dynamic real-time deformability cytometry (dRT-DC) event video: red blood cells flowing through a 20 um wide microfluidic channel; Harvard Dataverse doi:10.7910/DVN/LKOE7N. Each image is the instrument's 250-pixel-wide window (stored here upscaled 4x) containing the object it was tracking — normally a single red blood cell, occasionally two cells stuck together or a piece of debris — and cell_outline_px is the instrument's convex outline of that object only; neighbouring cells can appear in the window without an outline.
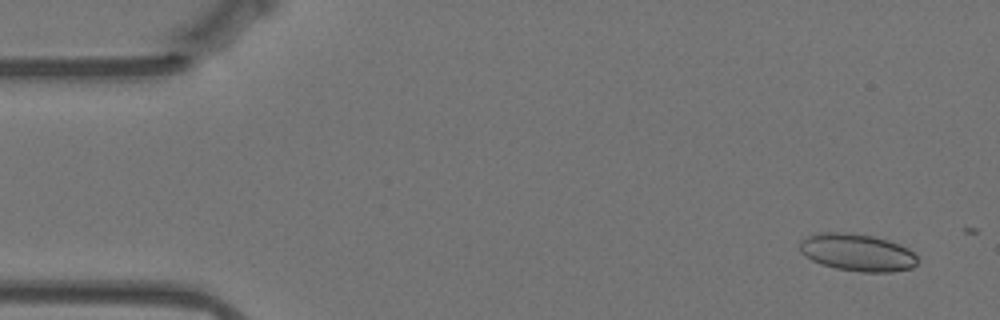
{"species": "Egyptian fruit bat (a non-hibernating species)", "species_latin": "Rousettus aegyptiacus", "temperature_condition": "warm", "stored_images_in_passage": 7, "camera_frame_rate_fps": 3000, "um_per_image_px": 0.085, "animal": {"sex": "female"}, "frame": {"image": 1, "passage_image": 3, "time_ms": 0.667, "image_size_px": [1000, 320], "cell_outline_px": [[916, 264], [912, 268], [892, 272], [860, 272], [836, 268], [820, 264], [812, 260], [800, 252], [800, 240], [808, 236], [820, 232], [852, 232], [872, 236], [888, 240], [900, 244], [908, 248], [916, 256]], "centroid_in_image_um": [72.85, 21.45], "position_along_channel_um": 12.1, "area_um2": 25.72}}